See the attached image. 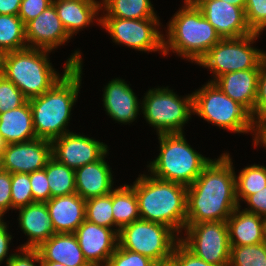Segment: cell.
<instances>
[{"label": "cell", "mask_w": 266, "mask_h": 266, "mask_svg": "<svg viewBox=\"0 0 266 266\" xmlns=\"http://www.w3.org/2000/svg\"><path fill=\"white\" fill-rule=\"evenodd\" d=\"M102 101L107 115L122 124L135 121L142 106L133 89L121 78L112 79L106 84Z\"/></svg>", "instance_id": "obj_18"}, {"label": "cell", "mask_w": 266, "mask_h": 266, "mask_svg": "<svg viewBox=\"0 0 266 266\" xmlns=\"http://www.w3.org/2000/svg\"><path fill=\"white\" fill-rule=\"evenodd\" d=\"M244 202L249 206L244 208V211L257 214L259 216H266V187L257 193L248 196Z\"/></svg>", "instance_id": "obj_44"}, {"label": "cell", "mask_w": 266, "mask_h": 266, "mask_svg": "<svg viewBox=\"0 0 266 266\" xmlns=\"http://www.w3.org/2000/svg\"><path fill=\"white\" fill-rule=\"evenodd\" d=\"M22 0H0L1 15H18Z\"/></svg>", "instance_id": "obj_47"}, {"label": "cell", "mask_w": 266, "mask_h": 266, "mask_svg": "<svg viewBox=\"0 0 266 266\" xmlns=\"http://www.w3.org/2000/svg\"><path fill=\"white\" fill-rule=\"evenodd\" d=\"M34 203L30 178L27 173L11 174V209Z\"/></svg>", "instance_id": "obj_34"}, {"label": "cell", "mask_w": 266, "mask_h": 266, "mask_svg": "<svg viewBox=\"0 0 266 266\" xmlns=\"http://www.w3.org/2000/svg\"><path fill=\"white\" fill-rule=\"evenodd\" d=\"M237 207L227 219L230 246L260 244L263 239V217Z\"/></svg>", "instance_id": "obj_25"}, {"label": "cell", "mask_w": 266, "mask_h": 266, "mask_svg": "<svg viewBox=\"0 0 266 266\" xmlns=\"http://www.w3.org/2000/svg\"><path fill=\"white\" fill-rule=\"evenodd\" d=\"M171 262L175 266H215L195 256L180 241L173 249Z\"/></svg>", "instance_id": "obj_39"}, {"label": "cell", "mask_w": 266, "mask_h": 266, "mask_svg": "<svg viewBox=\"0 0 266 266\" xmlns=\"http://www.w3.org/2000/svg\"><path fill=\"white\" fill-rule=\"evenodd\" d=\"M25 24L18 15L0 14V51L4 54L27 48Z\"/></svg>", "instance_id": "obj_30"}, {"label": "cell", "mask_w": 266, "mask_h": 266, "mask_svg": "<svg viewBox=\"0 0 266 266\" xmlns=\"http://www.w3.org/2000/svg\"><path fill=\"white\" fill-rule=\"evenodd\" d=\"M27 101L28 99L12 81L7 80L3 75L0 76V114L19 108Z\"/></svg>", "instance_id": "obj_35"}, {"label": "cell", "mask_w": 266, "mask_h": 266, "mask_svg": "<svg viewBox=\"0 0 266 266\" xmlns=\"http://www.w3.org/2000/svg\"><path fill=\"white\" fill-rule=\"evenodd\" d=\"M108 153L93 163L75 169L76 193L84 200L105 196L114 190L112 168L105 161Z\"/></svg>", "instance_id": "obj_19"}, {"label": "cell", "mask_w": 266, "mask_h": 266, "mask_svg": "<svg viewBox=\"0 0 266 266\" xmlns=\"http://www.w3.org/2000/svg\"><path fill=\"white\" fill-rule=\"evenodd\" d=\"M228 266H266V243L230 246Z\"/></svg>", "instance_id": "obj_33"}, {"label": "cell", "mask_w": 266, "mask_h": 266, "mask_svg": "<svg viewBox=\"0 0 266 266\" xmlns=\"http://www.w3.org/2000/svg\"><path fill=\"white\" fill-rule=\"evenodd\" d=\"M48 53L51 51L27 47L4 54L2 75L12 81L28 100L50 90L72 67L83 65L81 52L75 50L61 75L48 60Z\"/></svg>", "instance_id": "obj_2"}, {"label": "cell", "mask_w": 266, "mask_h": 266, "mask_svg": "<svg viewBox=\"0 0 266 266\" xmlns=\"http://www.w3.org/2000/svg\"><path fill=\"white\" fill-rule=\"evenodd\" d=\"M263 239L264 242L266 243V216L263 217Z\"/></svg>", "instance_id": "obj_52"}, {"label": "cell", "mask_w": 266, "mask_h": 266, "mask_svg": "<svg viewBox=\"0 0 266 266\" xmlns=\"http://www.w3.org/2000/svg\"><path fill=\"white\" fill-rule=\"evenodd\" d=\"M3 58H4V53L0 51V76L3 74Z\"/></svg>", "instance_id": "obj_51"}, {"label": "cell", "mask_w": 266, "mask_h": 266, "mask_svg": "<svg viewBox=\"0 0 266 266\" xmlns=\"http://www.w3.org/2000/svg\"><path fill=\"white\" fill-rule=\"evenodd\" d=\"M51 4L52 0H22L18 16L26 24L41 14Z\"/></svg>", "instance_id": "obj_40"}, {"label": "cell", "mask_w": 266, "mask_h": 266, "mask_svg": "<svg viewBox=\"0 0 266 266\" xmlns=\"http://www.w3.org/2000/svg\"><path fill=\"white\" fill-rule=\"evenodd\" d=\"M11 209V173L0 168V219Z\"/></svg>", "instance_id": "obj_42"}, {"label": "cell", "mask_w": 266, "mask_h": 266, "mask_svg": "<svg viewBox=\"0 0 266 266\" xmlns=\"http://www.w3.org/2000/svg\"><path fill=\"white\" fill-rule=\"evenodd\" d=\"M18 253H13L12 258L6 263V266H37L41 265V258L37 249L17 248Z\"/></svg>", "instance_id": "obj_41"}, {"label": "cell", "mask_w": 266, "mask_h": 266, "mask_svg": "<svg viewBox=\"0 0 266 266\" xmlns=\"http://www.w3.org/2000/svg\"><path fill=\"white\" fill-rule=\"evenodd\" d=\"M85 219L99 226L111 228L118 234L120 229L114 224L112 213V192L86 200Z\"/></svg>", "instance_id": "obj_32"}, {"label": "cell", "mask_w": 266, "mask_h": 266, "mask_svg": "<svg viewBox=\"0 0 266 266\" xmlns=\"http://www.w3.org/2000/svg\"><path fill=\"white\" fill-rule=\"evenodd\" d=\"M246 22L253 33H260L266 28V0H246Z\"/></svg>", "instance_id": "obj_36"}, {"label": "cell", "mask_w": 266, "mask_h": 266, "mask_svg": "<svg viewBox=\"0 0 266 266\" xmlns=\"http://www.w3.org/2000/svg\"><path fill=\"white\" fill-rule=\"evenodd\" d=\"M112 213L114 224L119 229L141 219L138 199L130 185L124 184L112 191Z\"/></svg>", "instance_id": "obj_27"}, {"label": "cell", "mask_w": 266, "mask_h": 266, "mask_svg": "<svg viewBox=\"0 0 266 266\" xmlns=\"http://www.w3.org/2000/svg\"><path fill=\"white\" fill-rule=\"evenodd\" d=\"M52 157V142L32 139L26 142L7 144L0 156V168L7 172L31 173L42 170Z\"/></svg>", "instance_id": "obj_14"}, {"label": "cell", "mask_w": 266, "mask_h": 266, "mask_svg": "<svg viewBox=\"0 0 266 266\" xmlns=\"http://www.w3.org/2000/svg\"><path fill=\"white\" fill-rule=\"evenodd\" d=\"M41 265L42 266H67L59 262H52V261H41Z\"/></svg>", "instance_id": "obj_49"}, {"label": "cell", "mask_w": 266, "mask_h": 266, "mask_svg": "<svg viewBox=\"0 0 266 266\" xmlns=\"http://www.w3.org/2000/svg\"><path fill=\"white\" fill-rule=\"evenodd\" d=\"M260 69H248L226 73L214 82L233 101L245 106L255 119L258 75Z\"/></svg>", "instance_id": "obj_21"}, {"label": "cell", "mask_w": 266, "mask_h": 266, "mask_svg": "<svg viewBox=\"0 0 266 266\" xmlns=\"http://www.w3.org/2000/svg\"><path fill=\"white\" fill-rule=\"evenodd\" d=\"M181 98L168 86L146 92L141 112L146 122L156 128L157 135L184 133L183 126L193 115V94Z\"/></svg>", "instance_id": "obj_8"}, {"label": "cell", "mask_w": 266, "mask_h": 266, "mask_svg": "<svg viewBox=\"0 0 266 266\" xmlns=\"http://www.w3.org/2000/svg\"><path fill=\"white\" fill-rule=\"evenodd\" d=\"M193 94V114L234 133H253V114L233 101L214 82L208 81Z\"/></svg>", "instance_id": "obj_7"}, {"label": "cell", "mask_w": 266, "mask_h": 266, "mask_svg": "<svg viewBox=\"0 0 266 266\" xmlns=\"http://www.w3.org/2000/svg\"><path fill=\"white\" fill-rule=\"evenodd\" d=\"M253 141H266V110L254 119Z\"/></svg>", "instance_id": "obj_46"}, {"label": "cell", "mask_w": 266, "mask_h": 266, "mask_svg": "<svg viewBox=\"0 0 266 266\" xmlns=\"http://www.w3.org/2000/svg\"><path fill=\"white\" fill-rule=\"evenodd\" d=\"M261 144L266 149V141H254V146H257L258 147V145H261Z\"/></svg>", "instance_id": "obj_53"}, {"label": "cell", "mask_w": 266, "mask_h": 266, "mask_svg": "<svg viewBox=\"0 0 266 266\" xmlns=\"http://www.w3.org/2000/svg\"><path fill=\"white\" fill-rule=\"evenodd\" d=\"M31 190L34 202L46 203L51 199L46 170H38L29 173Z\"/></svg>", "instance_id": "obj_38"}, {"label": "cell", "mask_w": 266, "mask_h": 266, "mask_svg": "<svg viewBox=\"0 0 266 266\" xmlns=\"http://www.w3.org/2000/svg\"><path fill=\"white\" fill-rule=\"evenodd\" d=\"M180 242L195 256L215 266H228L230 243L226 221L186 223ZM184 237V238H182Z\"/></svg>", "instance_id": "obj_11"}, {"label": "cell", "mask_w": 266, "mask_h": 266, "mask_svg": "<svg viewBox=\"0 0 266 266\" xmlns=\"http://www.w3.org/2000/svg\"><path fill=\"white\" fill-rule=\"evenodd\" d=\"M130 185L137 196L142 220L170 227L178 236L186 227L187 187L152 175H138Z\"/></svg>", "instance_id": "obj_4"}, {"label": "cell", "mask_w": 266, "mask_h": 266, "mask_svg": "<svg viewBox=\"0 0 266 266\" xmlns=\"http://www.w3.org/2000/svg\"><path fill=\"white\" fill-rule=\"evenodd\" d=\"M19 209V227L28 236L20 248L37 249L55 234L46 203L34 202Z\"/></svg>", "instance_id": "obj_20"}, {"label": "cell", "mask_w": 266, "mask_h": 266, "mask_svg": "<svg viewBox=\"0 0 266 266\" xmlns=\"http://www.w3.org/2000/svg\"><path fill=\"white\" fill-rule=\"evenodd\" d=\"M236 173L229 153L212 159L187 187L186 223L227 221L239 207Z\"/></svg>", "instance_id": "obj_1"}, {"label": "cell", "mask_w": 266, "mask_h": 266, "mask_svg": "<svg viewBox=\"0 0 266 266\" xmlns=\"http://www.w3.org/2000/svg\"><path fill=\"white\" fill-rule=\"evenodd\" d=\"M25 37L28 47L50 51L71 39L53 4L25 24Z\"/></svg>", "instance_id": "obj_17"}, {"label": "cell", "mask_w": 266, "mask_h": 266, "mask_svg": "<svg viewBox=\"0 0 266 266\" xmlns=\"http://www.w3.org/2000/svg\"><path fill=\"white\" fill-rule=\"evenodd\" d=\"M55 233H74L85 220L86 200L77 193L46 202Z\"/></svg>", "instance_id": "obj_22"}, {"label": "cell", "mask_w": 266, "mask_h": 266, "mask_svg": "<svg viewBox=\"0 0 266 266\" xmlns=\"http://www.w3.org/2000/svg\"><path fill=\"white\" fill-rule=\"evenodd\" d=\"M156 266H175L171 261L167 263L157 264Z\"/></svg>", "instance_id": "obj_54"}, {"label": "cell", "mask_w": 266, "mask_h": 266, "mask_svg": "<svg viewBox=\"0 0 266 266\" xmlns=\"http://www.w3.org/2000/svg\"><path fill=\"white\" fill-rule=\"evenodd\" d=\"M259 36L260 33H252L239 38L221 39L198 62V65L210 69L214 74L210 82L226 73L260 69L266 52L251 46Z\"/></svg>", "instance_id": "obj_10"}, {"label": "cell", "mask_w": 266, "mask_h": 266, "mask_svg": "<svg viewBox=\"0 0 266 266\" xmlns=\"http://www.w3.org/2000/svg\"><path fill=\"white\" fill-rule=\"evenodd\" d=\"M222 39L244 37L249 28L245 10L223 0H192Z\"/></svg>", "instance_id": "obj_15"}, {"label": "cell", "mask_w": 266, "mask_h": 266, "mask_svg": "<svg viewBox=\"0 0 266 266\" xmlns=\"http://www.w3.org/2000/svg\"><path fill=\"white\" fill-rule=\"evenodd\" d=\"M183 2L184 6L167 24L163 54L165 56L172 50L183 59L198 64L222 38L192 0Z\"/></svg>", "instance_id": "obj_5"}, {"label": "cell", "mask_w": 266, "mask_h": 266, "mask_svg": "<svg viewBox=\"0 0 266 266\" xmlns=\"http://www.w3.org/2000/svg\"><path fill=\"white\" fill-rule=\"evenodd\" d=\"M184 133L158 135L159 155L147 167L155 178L189 187L212 160L196 152Z\"/></svg>", "instance_id": "obj_6"}, {"label": "cell", "mask_w": 266, "mask_h": 266, "mask_svg": "<svg viewBox=\"0 0 266 266\" xmlns=\"http://www.w3.org/2000/svg\"><path fill=\"white\" fill-rule=\"evenodd\" d=\"M84 258L91 266H106L118 245V234L86 219L74 232Z\"/></svg>", "instance_id": "obj_16"}, {"label": "cell", "mask_w": 266, "mask_h": 266, "mask_svg": "<svg viewBox=\"0 0 266 266\" xmlns=\"http://www.w3.org/2000/svg\"><path fill=\"white\" fill-rule=\"evenodd\" d=\"M180 237L168 226L139 219L123 226L118 233V245L149 257L156 264L171 261Z\"/></svg>", "instance_id": "obj_9"}, {"label": "cell", "mask_w": 266, "mask_h": 266, "mask_svg": "<svg viewBox=\"0 0 266 266\" xmlns=\"http://www.w3.org/2000/svg\"><path fill=\"white\" fill-rule=\"evenodd\" d=\"M37 251L41 261L59 262L67 266H91L84 258L74 233H55Z\"/></svg>", "instance_id": "obj_24"}, {"label": "cell", "mask_w": 266, "mask_h": 266, "mask_svg": "<svg viewBox=\"0 0 266 266\" xmlns=\"http://www.w3.org/2000/svg\"><path fill=\"white\" fill-rule=\"evenodd\" d=\"M108 149L105 143L73 131L52 141V157L72 169L99 160Z\"/></svg>", "instance_id": "obj_13"}, {"label": "cell", "mask_w": 266, "mask_h": 266, "mask_svg": "<svg viewBox=\"0 0 266 266\" xmlns=\"http://www.w3.org/2000/svg\"><path fill=\"white\" fill-rule=\"evenodd\" d=\"M6 147H7V143H6V141L4 140V138L0 134V156L2 155V153L4 152Z\"/></svg>", "instance_id": "obj_50"}, {"label": "cell", "mask_w": 266, "mask_h": 266, "mask_svg": "<svg viewBox=\"0 0 266 266\" xmlns=\"http://www.w3.org/2000/svg\"><path fill=\"white\" fill-rule=\"evenodd\" d=\"M4 218L0 219V265L6 259L5 263H7L13 256L11 253L9 256V247L12 239V235L8 232V226L6 222L3 220Z\"/></svg>", "instance_id": "obj_45"}, {"label": "cell", "mask_w": 266, "mask_h": 266, "mask_svg": "<svg viewBox=\"0 0 266 266\" xmlns=\"http://www.w3.org/2000/svg\"><path fill=\"white\" fill-rule=\"evenodd\" d=\"M104 9V10H103ZM100 17L122 19L158 18L151 0H102ZM106 11V14L104 13Z\"/></svg>", "instance_id": "obj_28"}, {"label": "cell", "mask_w": 266, "mask_h": 266, "mask_svg": "<svg viewBox=\"0 0 266 266\" xmlns=\"http://www.w3.org/2000/svg\"><path fill=\"white\" fill-rule=\"evenodd\" d=\"M236 177V197L240 205L250 195L266 187V167L259 164L245 166Z\"/></svg>", "instance_id": "obj_31"}, {"label": "cell", "mask_w": 266, "mask_h": 266, "mask_svg": "<svg viewBox=\"0 0 266 266\" xmlns=\"http://www.w3.org/2000/svg\"><path fill=\"white\" fill-rule=\"evenodd\" d=\"M227 3H231L237 7L243 8L245 10L246 0H223Z\"/></svg>", "instance_id": "obj_48"}, {"label": "cell", "mask_w": 266, "mask_h": 266, "mask_svg": "<svg viewBox=\"0 0 266 266\" xmlns=\"http://www.w3.org/2000/svg\"><path fill=\"white\" fill-rule=\"evenodd\" d=\"M49 183L51 198L76 193L75 169L51 157L44 167Z\"/></svg>", "instance_id": "obj_29"}, {"label": "cell", "mask_w": 266, "mask_h": 266, "mask_svg": "<svg viewBox=\"0 0 266 266\" xmlns=\"http://www.w3.org/2000/svg\"><path fill=\"white\" fill-rule=\"evenodd\" d=\"M57 15L70 37L89 26L101 11V1L96 0H52ZM97 19H96V18Z\"/></svg>", "instance_id": "obj_23"}, {"label": "cell", "mask_w": 266, "mask_h": 266, "mask_svg": "<svg viewBox=\"0 0 266 266\" xmlns=\"http://www.w3.org/2000/svg\"><path fill=\"white\" fill-rule=\"evenodd\" d=\"M0 134L7 144L36 139L29 100L16 109L0 114Z\"/></svg>", "instance_id": "obj_26"}, {"label": "cell", "mask_w": 266, "mask_h": 266, "mask_svg": "<svg viewBox=\"0 0 266 266\" xmlns=\"http://www.w3.org/2000/svg\"><path fill=\"white\" fill-rule=\"evenodd\" d=\"M149 257L135 253L117 245L106 266H156Z\"/></svg>", "instance_id": "obj_37"}, {"label": "cell", "mask_w": 266, "mask_h": 266, "mask_svg": "<svg viewBox=\"0 0 266 266\" xmlns=\"http://www.w3.org/2000/svg\"><path fill=\"white\" fill-rule=\"evenodd\" d=\"M72 67L50 90L29 99L36 137L53 141L67 129L82 81V68Z\"/></svg>", "instance_id": "obj_3"}, {"label": "cell", "mask_w": 266, "mask_h": 266, "mask_svg": "<svg viewBox=\"0 0 266 266\" xmlns=\"http://www.w3.org/2000/svg\"><path fill=\"white\" fill-rule=\"evenodd\" d=\"M100 26L108 31L112 41L144 52H164V34L158 18L122 19L100 17ZM157 27V28H156Z\"/></svg>", "instance_id": "obj_12"}, {"label": "cell", "mask_w": 266, "mask_h": 266, "mask_svg": "<svg viewBox=\"0 0 266 266\" xmlns=\"http://www.w3.org/2000/svg\"><path fill=\"white\" fill-rule=\"evenodd\" d=\"M264 110H266V57L261 61L258 75L255 118Z\"/></svg>", "instance_id": "obj_43"}]
</instances>
